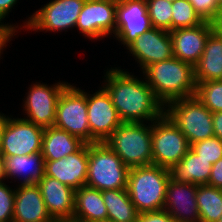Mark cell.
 Masks as SVG:
<instances>
[{
	"instance_id": "12",
	"label": "cell",
	"mask_w": 222,
	"mask_h": 222,
	"mask_svg": "<svg viewBox=\"0 0 222 222\" xmlns=\"http://www.w3.org/2000/svg\"><path fill=\"white\" fill-rule=\"evenodd\" d=\"M44 128L21 117L10 116L1 139L3 156H23L41 152Z\"/></svg>"
},
{
	"instance_id": "25",
	"label": "cell",
	"mask_w": 222,
	"mask_h": 222,
	"mask_svg": "<svg viewBox=\"0 0 222 222\" xmlns=\"http://www.w3.org/2000/svg\"><path fill=\"white\" fill-rule=\"evenodd\" d=\"M212 164L191 149L171 169V178L176 182L192 183L196 185L208 184Z\"/></svg>"
},
{
	"instance_id": "30",
	"label": "cell",
	"mask_w": 222,
	"mask_h": 222,
	"mask_svg": "<svg viewBox=\"0 0 222 222\" xmlns=\"http://www.w3.org/2000/svg\"><path fill=\"white\" fill-rule=\"evenodd\" d=\"M152 27L171 31L172 3L167 0H146Z\"/></svg>"
},
{
	"instance_id": "35",
	"label": "cell",
	"mask_w": 222,
	"mask_h": 222,
	"mask_svg": "<svg viewBox=\"0 0 222 222\" xmlns=\"http://www.w3.org/2000/svg\"><path fill=\"white\" fill-rule=\"evenodd\" d=\"M18 33H20V31H18L16 28L7 24L0 23V60L2 59L4 51L9 46L10 42L13 40L12 37L15 36L16 38V36H18Z\"/></svg>"
},
{
	"instance_id": "26",
	"label": "cell",
	"mask_w": 222,
	"mask_h": 222,
	"mask_svg": "<svg viewBox=\"0 0 222 222\" xmlns=\"http://www.w3.org/2000/svg\"><path fill=\"white\" fill-rule=\"evenodd\" d=\"M102 198L107 208V222H136L139 213L127 188L102 191Z\"/></svg>"
},
{
	"instance_id": "8",
	"label": "cell",
	"mask_w": 222,
	"mask_h": 222,
	"mask_svg": "<svg viewBox=\"0 0 222 222\" xmlns=\"http://www.w3.org/2000/svg\"><path fill=\"white\" fill-rule=\"evenodd\" d=\"M85 0H51L29 15L22 30L34 32H63L75 29Z\"/></svg>"
},
{
	"instance_id": "38",
	"label": "cell",
	"mask_w": 222,
	"mask_h": 222,
	"mask_svg": "<svg viewBox=\"0 0 222 222\" xmlns=\"http://www.w3.org/2000/svg\"><path fill=\"white\" fill-rule=\"evenodd\" d=\"M214 136L222 141V111L214 112L212 116Z\"/></svg>"
},
{
	"instance_id": "4",
	"label": "cell",
	"mask_w": 222,
	"mask_h": 222,
	"mask_svg": "<svg viewBox=\"0 0 222 222\" xmlns=\"http://www.w3.org/2000/svg\"><path fill=\"white\" fill-rule=\"evenodd\" d=\"M105 143L129 169L153 164L151 122H123Z\"/></svg>"
},
{
	"instance_id": "40",
	"label": "cell",
	"mask_w": 222,
	"mask_h": 222,
	"mask_svg": "<svg viewBox=\"0 0 222 222\" xmlns=\"http://www.w3.org/2000/svg\"><path fill=\"white\" fill-rule=\"evenodd\" d=\"M7 176H6V171H5V162H4V157L0 153V184L7 182Z\"/></svg>"
},
{
	"instance_id": "19",
	"label": "cell",
	"mask_w": 222,
	"mask_h": 222,
	"mask_svg": "<svg viewBox=\"0 0 222 222\" xmlns=\"http://www.w3.org/2000/svg\"><path fill=\"white\" fill-rule=\"evenodd\" d=\"M37 185L51 217L54 220L72 221L75 210V190L46 175Z\"/></svg>"
},
{
	"instance_id": "2",
	"label": "cell",
	"mask_w": 222,
	"mask_h": 222,
	"mask_svg": "<svg viewBox=\"0 0 222 222\" xmlns=\"http://www.w3.org/2000/svg\"><path fill=\"white\" fill-rule=\"evenodd\" d=\"M142 74L164 106L176 99L195 95L194 66L176 57L154 63Z\"/></svg>"
},
{
	"instance_id": "29",
	"label": "cell",
	"mask_w": 222,
	"mask_h": 222,
	"mask_svg": "<svg viewBox=\"0 0 222 222\" xmlns=\"http://www.w3.org/2000/svg\"><path fill=\"white\" fill-rule=\"evenodd\" d=\"M195 97L212 113L222 111V80L199 82Z\"/></svg>"
},
{
	"instance_id": "31",
	"label": "cell",
	"mask_w": 222,
	"mask_h": 222,
	"mask_svg": "<svg viewBox=\"0 0 222 222\" xmlns=\"http://www.w3.org/2000/svg\"><path fill=\"white\" fill-rule=\"evenodd\" d=\"M190 149L211 164L222 158V141L215 136L190 145Z\"/></svg>"
},
{
	"instance_id": "11",
	"label": "cell",
	"mask_w": 222,
	"mask_h": 222,
	"mask_svg": "<svg viewBox=\"0 0 222 222\" xmlns=\"http://www.w3.org/2000/svg\"><path fill=\"white\" fill-rule=\"evenodd\" d=\"M116 14L117 0H85L75 28L85 39L94 42L112 38L116 31Z\"/></svg>"
},
{
	"instance_id": "33",
	"label": "cell",
	"mask_w": 222,
	"mask_h": 222,
	"mask_svg": "<svg viewBox=\"0 0 222 222\" xmlns=\"http://www.w3.org/2000/svg\"><path fill=\"white\" fill-rule=\"evenodd\" d=\"M204 21L214 23L222 11L219 0H188Z\"/></svg>"
},
{
	"instance_id": "32",
	"label": "cell",
	"mask_w": 222,
	"mask_h": 222,
	"mask_svg": "<svg viewBox=\"0 0 222 222\" xmlns=\"http://www.w3.org/2000/svg\"><path fill=\"white\" fill-rule=\"evenodd\" d=\"M8 183L0 184V222L13 220L15 186H9Z\"/></svg>"
},
{
	"instance_id": "23",
	"label": "cell",
	"mask_w": 222,
	"mask_h": 222,
	"mask_svg": "<svg viewBox=\"0 0 222 222\" xmlns=\"http://www.w3.org/2000/svg\"><path fill=\"white\" fill-rule=\"evenodd\" d=\"M73 222H107V208L102 191L89 186L75 190Z\"/></svg>"
},
{
	"instance_id": "39",
	"label": "cell",
	"mask_w": 222,
	"mask_h": 222,
	"mask_svg": "<svg viewBox=\"0 0 222 222\" xmlns=\"http://www.w3.org/2000/svg\"><path fill=\"white\" fill-rule=\"evenodd\" d=\"M10 116L11 115H7V114L0 112V144H1V139L3 137V132L5 129V126L9 120Z\"/></svg>"
},
{
	"instance_id": "20",
	"label": "cell",
	"mask_w": 222,
	"mask_h": 222,
	"mask_svg": "<svg viewBox=\"0 0 222 222\" xmlns=\"http://www.w3.org/2000/svg\"><path fill=\"white\" fill-rule=\"evenodd\" d=\"M13 220L17 222H51L37 184L15 186Z\"/></svg>"
},
{
	"instance_id": "28",
	"label": "cell",
	"mask_w": 222,
	"mask_h": 222,
	"mask_svg": "<svg viewBox=\"0 0 222 222\" xmlns=\"http://www.w3.org/2000/svg\"><path fill=\"white\" fill-rule=\"evenodd\" d=\"M203 22L204 20L188 0H176L172 3L171 31L195 27Z\"/></svg>"
},
{
	"instance_id": "24",
	"label": "cell",
	"mask_w": 222,
	"mask_h": 222,
	"mask_svg": "<svg viewBox=\"0 0 222 222\" xmlns=\"http://www.w3.org/2000/svg\"><path fill=\"white\" fill-rule=\"evenodd\" d=\"M83 144L78 137L51 126L44 128L41 153L45 161H54L76 152Z\"/></svg>"
},
{
	"instance_id": "10",
	"label": "cell",
	"mask_w": 222,
	"mask_h": 222,
	"mask_svg": "<svg viewBox=\"0 0 222 222\" xmlns=\"http://www.w3.org/2000/svg\"><path fill=\"white\" fill-rule=\"evenodd\" d=\"M69 83L58 81L49 84L40 81L32 82L22 103L23 119L42 128L54 126L56 106L60 94Z\"/></svg>"
},
{
	"instance_id": "21",
	"label": "cell",
	"mask_w": 222,
	"mask_h": 222,
	"mask_svg": "<svg viewBox=\"0 0 222 222\" xmlns=\"http://www.w3.org/2000/svg\"><path fill=\"white\" fill-rule=\"evenodd\" d=\"M7 181L15 186L37 184L45 175V159L41 152L23 156H3ZM11 180V181H10Z\"/></svg>"
},
{
	"instance_id": "17",
	"label": "cell",
	"mask_w": 222,
	"mask_h": 222,
	"mask_svg": "<svg viewBox=\"0 0 222 222\" xmlns=\"http://www.w3.org/2000/svg\"><path fill=\"white\" fill-rule=\"evenodd\" d=\"M88 173V144L76 152L54 161H45V175L59 180L74 190L86 185Z\"/></svg>"
},
{
	"instance_id": "6",
	"label": "cell",
	"mask_w": 222,
	"mask_h": 222,
	"mask_svg": "<svg viewBox=\"0 0 222 222\" xmlns=\"http://www.w3.org/2000/svg\"><path fill=\"white\" fill-rule=\"evenodd\" d=\"M165 114L185 135L189 145L214 136L213 113L195 95L169 102Z\"/></svg>"
},
{
	"instance_id": "9",
	"label": "cell",
	"mask_w": 222,
	"mask_h": 222,
	"mask_svg": "<svg viewBox=\"0 0 222 222\" xmlns=\"http://www.w3.org/2000/svg\"><path fill=\"white\" fill-rule=\"evenodd\" d=\"M153 165L171 169L190 149L185 135L164 114L151 122Z\"/></svg>"
},
{
	"instance_id": "3",
	"label": "cell",
	"mask_w": 222,
	"mask_h": 222,
	"mask_svg": "<svg viewBox=\"0 0 222 222\" xmlns=\"http://www.w3.org/2000/svg\"><path fill=\"white\" fill-rule=\"evenodd\" d=\"M170 178V169L153 164L129 169L127 190L139 214L164 208Z\"/></svg>"
},
{
	"instance_id": "34",
	"label": "cell",
	"mask_w": 222,
	"mask_h": 222,
	"mask_svg": "<svg viewBox=\"0 0 222 222\" xmlns=\"http://www.w3.org/2000/svg\"><path fill=\"white\" fill-rule=\"evenodd\" d=\"M136 222H175L164 209L138 214Z\"/></svg>"
},
{
	"instance_id": "16",
	"label": "cell",
	"mask_w": 222,
	"mask_h": 222,
	"mask_svg": "<svg viewBox=\"0 0 222 222\" xmlns=\"http://www.w3.org/2000/svg\"><path fill=\"white\" fill-rule=\"evenodd\" d=\"M196 193V184L176 182L170 178L163 209L175 222H200Z\"/></svg>"
},
{
	"instance_id": "43",
	"label": "cell",
	"mask_w": 222,
	"mask_h": 222,
	"mask_svg": "<svg viewBox=\"0 0 222 222\" xmlns=\"http://www.w3.org/2000/svg\"><path fill=\"white\" fill-rule=\"evenodd\" d=\"M217 222H222V216L220 217V219Z\"/></svg>"
},
{
	"instance_id": "1",
	"label": "cell",
	"mask_w": 222,
	"mask_h": 222,
	"mask_svg": "<svg viewBox=\"0 0 222 222\" xmlns=\"http://www.w3.org/2000/svg\"><path fill=\"white\" fill-rule=\"evenodd\" d=\"M127 69L104 70L101 86L109 94L122 122H153L165 114L164 104L156 97L144 76ZM143 76V77H141Z\"/></svg>"
},
{
	"instance_id": "14",
	"label": "cell",
	"mask_w": 222,
	"mask_h": 222,
	"mask_svg": "<svg viewBox=\"0 0 222 222\" xmlns=\"http://www.w3.org/2000/svg\"><path fill=\"white\" fill-rule=\"evenodd\" d=\"M125 50L139 63L141 73L154 63L174 57L170 31L155 27L138 36Z\"/></svg>"
},
{
	"instance_id": "18",
	"label": "cell",
	"mask_w": 222,
	"mask_h": 222,
	"mask_svg": "<svg viewBox=\"0 0 222 222\" xmlns=\"http://www.w3.org/2000/svg\"><path fill=\"white\" fill-rule=\"evenodd\" d=\"M214 28V23L204 21L195 27L170 31L174 57L194 66L203 54L208 36Z\"/></svg>"
},
{
	"instance_id": "13",
	"label": "cell",
	"mask_w": 222,
	"mask_h": 222,
	"mask_svg": "<svg viewBox=\"0 0 222 222\" xmlns=\"http://www.w3.org/2000/svg\"><path fill=\"white\" fill-rule=\"evenodd\" d=\"M87 118L91 143L105 142L123 123L109 94L101 85L96 92H87Z\"/></svg>"
},
{
	"instance_id": "44",
	"label": "cell",
	"mask_w": 222,
	"mask_h": 222,
	"mask_svg": "<svg viewBox=\"0 0 222 222\" xmlns=\"http://www.w3.org/2000/svg\"><path fill=\"white\" fill-rule=\"evenodd\" d=\"M167 1H169V2L173 3V2H174V1H176V0H167Z\"/></svg>"
},
{
	"instance_id": "5",
	"label": "cell",
	"mask_w": 222,
	"mask_h": 222,
	"mask_svg": "<svg viewBox=\"0 0 222 222\" xmlns=\"http://www.w3.org/2000/svg\"><path fill=\"white\" fill-rule=\"evenodd\" d=\"M129 168L105 142L88 144L86 186L100 191L127 188Z\"/></svg>"
},
{
	"instance_id": "36",
	"label": "cell",
	"mask_w": 222,
	"mask_h": 222,
	"mask_svg": "<svg viewBox=\"0 0 222 222\" xmlns=\"http://www.w3.org/2000/svg\"><path fill=\"white\" fill-rule=\"evenodd\" d=\"M17 3L20 4L19 0H0V23L12 26L21 32V30H22L21 23L17 24V22H16V24L15 23L11 24L9 22H7V23L5 22L6 18H9L8 16H9L10 12L14 9V7Z\"/></svg>"
},
{
	"instance_id": "22",
	"label": "cell",
	"mask_w": 222,
	"mask_h": 222,
	"mask_svg": "<svg viewBox=\"0 0 222 222\" xmlns=\"http://www.w3.org/2000/svg\"><path fill=\"white\" fill-rule=\"evenodd\" d=\"M196 84L222 80V34L214 28L207 39L203 54L194 65Z\"/></svg>"
},
{
	"instance_id": "42",
	"label": "cell",
	"mask_w": 222,
	"mask_h": 222,
	"mask_svg": "<svg viewBox=\"0 0 222 222\" xmlns=\"http://www.w3.org/2000/svg\"><path fill=\"white\" fill-rule=\"evenodd\" d=\"M51 222H73V221H69V220H53Z\"/></svg>"
},
{
	"instance_id": "7",
	"label": "cell",
	"mask_w": 222,
	"mask_h": 222,
	"mask_svg": "<svg viewBox=\"0 0 222 222\" xmlns=\"http://www.w3.org/2000/svg\"><path fill=\"white\" fill-rule=\"evenodd\" d=\"M54 126L91 144L87 118V92L76 84H68L59 96Z\"/></svg>"
},
{
	"instance_id": "37",
	"label": "cell",
	"mask_w": 222,
	"mask_h": 222,
	"mask_svg": "<svg viewBox=\"0 0 222 222\" xmlns=\"http://www.w3.org/2000/svg\"><path fill=\"white\" fill-rule=\"evenodd\" d=\"M207 185L222 189V158L212 164L210 179Z\"/></svg>"
},
{
	"instance_id": "27",
	"label": "cell",
	"mask_w": 222,
	"mask_h": 222,
	"mask_svg": "<svg viewBox=\"0 0 222 222\" xmlns=\"http://www.w3.org/2000/svg\"><path fill=\"white\" fill-rule=\"evenodd\" d=\"M196 201L200 222H217L222 216V189L197 185Z\"/></svg>"
},
{
	"instance_id": "41",
	"label": "cell",
	"mask_w": 222,
	"mask_h": 222,
	"mask_svg": "<svg viewBox=\"0 0 222 222\" xmlns=\"http://www.w3.org/2000/svg\"><path fill=\"white\" fill-rule=\"evenodd\" d=\"M215 28L222 34V11L218 16L217 20L214 22Z\"/></svg>"
},
{
	"instance_id": "15",
	"label": "cell",
	"mask_w": 222,
	"mask_h": 222,
	"mask_svg": "<svg viewBox=\"0 0 222 222\" xmlns=\"http://www.w3.org/2000/svg\"><path fill=\"white\" fill-rule=\"evenodd\" d=\"M152 28L146 0H117L116 31L113 38L126 48Z\"/></svg>"
}]
</instances>
